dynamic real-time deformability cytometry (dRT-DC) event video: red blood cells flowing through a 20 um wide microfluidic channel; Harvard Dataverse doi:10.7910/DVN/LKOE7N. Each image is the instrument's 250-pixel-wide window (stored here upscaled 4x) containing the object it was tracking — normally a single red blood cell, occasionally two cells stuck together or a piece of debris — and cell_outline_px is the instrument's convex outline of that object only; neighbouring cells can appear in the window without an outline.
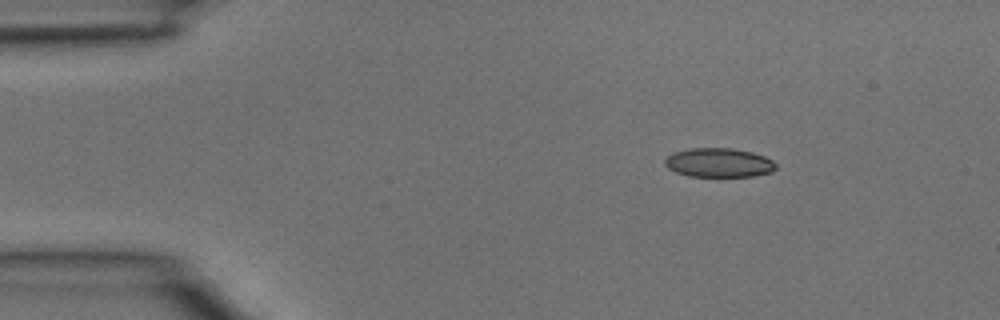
{"species": "common noctule bat (a hibernating species)", "species_latin": "Nyctalus noctula", "temperature_condition": "room temperature", "stored_images_in_passage": 3, "camera_frame_rate_fps": 3000, "um_per_image_px": 0.085, "animal": {"sex": "male", "body_mass_g": 15.6}, "frame": {"image": 1, "passage_image": 1, "time_ms": 0.0, "image_size_px": [1000, 320], "cell_outline_px": [[776, 168], [772, 172], [752, 176], [688, 176], [676, 172], [668, 168], [664, 164], [664, 160], [672, 152], [688, 148], [732, 148], [752, 152], [764, 156], [772, 160], [776, 164]], "centroid_in_image_um": [61.08, 13.82], "position_along_channel_um": 23.9, "area_um2": 18.9}}
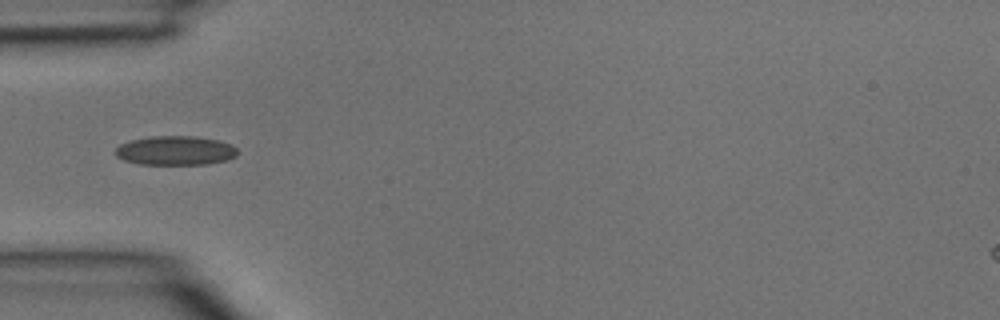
{"frame": {"image": 2, "passage_image": 3, "time_ms": 0.667, "image_size_px": [1000, 320], "cell_outline_px": [[240, 152], [236, 156], [228, 160], [208, 164], [140, 164], [124, 160], [116, 156], [112, 152], [120, 144], [132, 140], [152, 136], [192, 136], [220, 140], [232, 144]], "centroid_in_image_um": [14.94, 12.8], "position_along_channel_um": 70.1, "area_um2": 20.98}}